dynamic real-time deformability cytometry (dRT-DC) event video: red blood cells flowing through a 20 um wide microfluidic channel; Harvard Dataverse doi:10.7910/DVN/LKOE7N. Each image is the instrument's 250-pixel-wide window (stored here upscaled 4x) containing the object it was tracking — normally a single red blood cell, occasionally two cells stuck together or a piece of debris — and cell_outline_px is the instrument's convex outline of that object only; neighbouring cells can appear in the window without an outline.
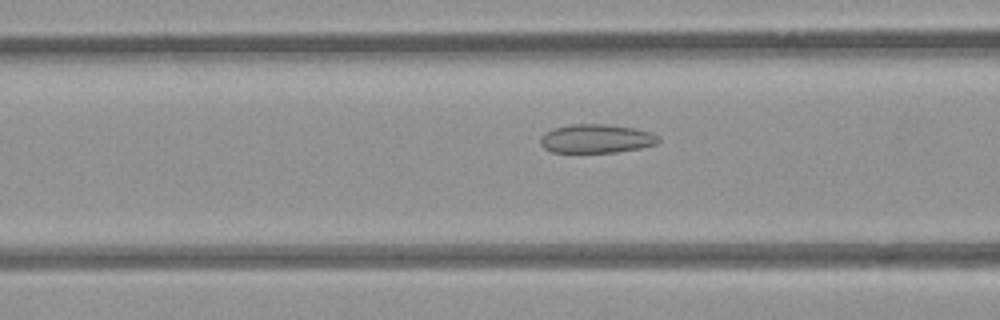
{"species": "common noctule bat (a hibernating species)", "species_latin": "Nyctalus noctula", "temperature_condition": "room temperature", "stored_images_in_passage": 20, "camera_frame_rate_fps": 3000, "um_per_image_px": 0.085, "animal": {"sex": "female", "body_mass_g": 21.9}, "frame": {"image": 1, "passage_image": 15, "time_ms": 4.667, "image_size_px": [1000, 320], "cell_outline_px": [[660, 140], [656, 144], [640, 148], [616, 152], [552, 152], [544, 148], [540, 144], [540, 136], [544, 132], [552, 128], [572, 124], [604, 124], [632, 128], [648, 132], [656, 136]], "centroid_in_image_um": [50.61, 11.79], "position_along_channel_um": 116.0, "area_um2": 19.65}}